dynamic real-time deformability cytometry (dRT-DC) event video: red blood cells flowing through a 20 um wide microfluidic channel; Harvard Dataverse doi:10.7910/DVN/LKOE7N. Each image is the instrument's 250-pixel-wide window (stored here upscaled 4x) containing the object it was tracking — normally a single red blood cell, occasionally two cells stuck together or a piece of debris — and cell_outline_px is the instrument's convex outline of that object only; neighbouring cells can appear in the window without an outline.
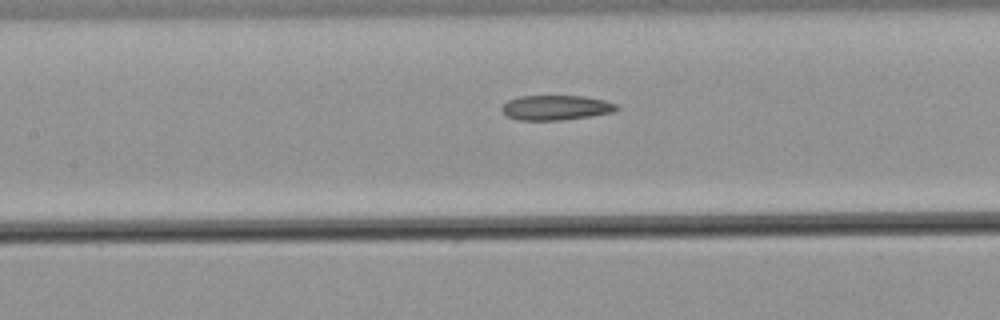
{"species": "common noctule bat (a hibernating species)", "species_latin": "Nyctalus noctula", "temperature_condition": "warm", "stored_images_in_passage": 16, "camera_frame_rate_fps": 3000, "um_per_image_px": 0.085, "animal": {"sex": "male", "body_mass_g": 21.5, "forearm_length_mm": 52.0}, "frame": {"image": 1, "passage_image": 14, "time_ms": 4.333, "image_size_px": [1000, 320], "cell_outline_px": [[620, 108], [612, 112], [588, 116], [560, 120], [516, 120], [508, 116], [500, 108], [508, 100], [520, 96], [584, 96], [604, 100], [616, 104]], "centroid_in_image_um": [47.24, 9.14], "position_along_channel_um": 160.2, "area_um2": 16.47}}